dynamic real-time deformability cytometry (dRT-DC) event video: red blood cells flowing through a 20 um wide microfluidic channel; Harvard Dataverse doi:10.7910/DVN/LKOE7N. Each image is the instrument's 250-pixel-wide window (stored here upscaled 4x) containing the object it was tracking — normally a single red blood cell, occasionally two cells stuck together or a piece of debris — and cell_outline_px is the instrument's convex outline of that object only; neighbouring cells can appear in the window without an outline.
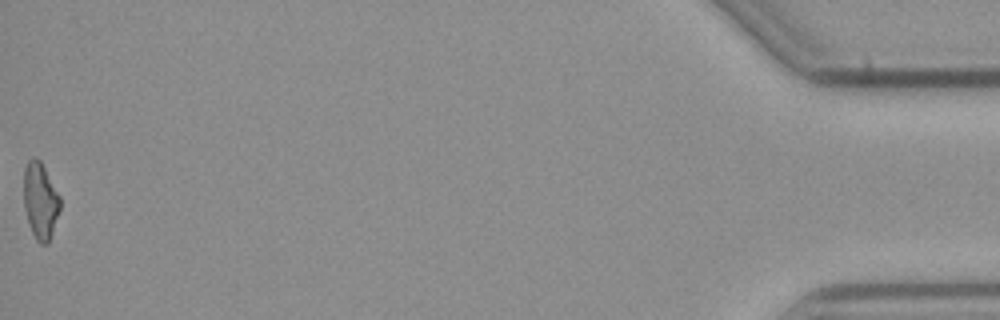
{"species": "common noctule bat (a hibernating species)", "species_latin": "Nyctalus noctula", "temperature_condition": "cold", "stored_images_in_passage": 55, "camera_frame_rate_fps": 3000, "um_per_image_px": 0.085, "animal": {"sex": "male", "body_mass_g": 23.1, "forearm_length_mm": 52.7}, "frame": {"image": 1, "passage_image": 55, "time_ms": 18.0, "image_size_px": [1000, 320], "cell_outline_px": [[60, 208], [48, 244], [40, 244], [36, 240], [32, 232], [28, 220], [24, 204], [24, 168], [28, 160], [32, 156], [36, 156], [40, 160], [60, 196]], "centroid_in_image_um": [3.42, 17.03], "position_along_channel_um": 431.8, "area_um2": 16.07}, "authors_computed_cell_mechanics": {"area_um2": 16.8776, "velocity_mm_per_s": 3.8004, "shape_relaxation_time_tau1_ms": 11.0636, "shape_relaxation_time_tau2_ms": 11.1713, "deformation_change_tau1": 0.2687, "deformation_change_tau2": 0.2535}}